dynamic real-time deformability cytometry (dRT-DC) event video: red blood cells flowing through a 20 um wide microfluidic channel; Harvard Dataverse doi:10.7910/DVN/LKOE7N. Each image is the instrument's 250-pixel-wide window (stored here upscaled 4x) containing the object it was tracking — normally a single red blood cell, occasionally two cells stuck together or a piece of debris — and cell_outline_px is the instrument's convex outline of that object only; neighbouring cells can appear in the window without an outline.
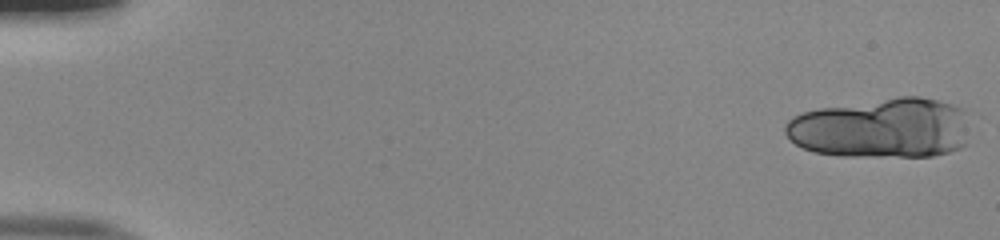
{"species": "human", "species_latin": "Homo sapiens", "temperature_condition": "room temperature", "stored_images_in_passage": 17, "camera_frame_rate_fps": 3000, "um_per_image_px": 0.085, "donor": {"sex": "male"}, "frame": {"image": 1, "passage_image": 1, "time_ms": 0.0, "image_size_px": [1000, 240], "cell_outline_px": [[964, 144], [960, 148], [948, 152], [932, 156], [836, 156], [812, 152], [796, 144], [784, 132], [784, 124], [792, 116], [804, 112], [820, 108], [900, 96], [920, 96], [952, 104], [964, 108]], "centroid_in_image_um": [74.86, 10.89], "position_along_channel_um": 10.1, "area_um2": 64.33}}